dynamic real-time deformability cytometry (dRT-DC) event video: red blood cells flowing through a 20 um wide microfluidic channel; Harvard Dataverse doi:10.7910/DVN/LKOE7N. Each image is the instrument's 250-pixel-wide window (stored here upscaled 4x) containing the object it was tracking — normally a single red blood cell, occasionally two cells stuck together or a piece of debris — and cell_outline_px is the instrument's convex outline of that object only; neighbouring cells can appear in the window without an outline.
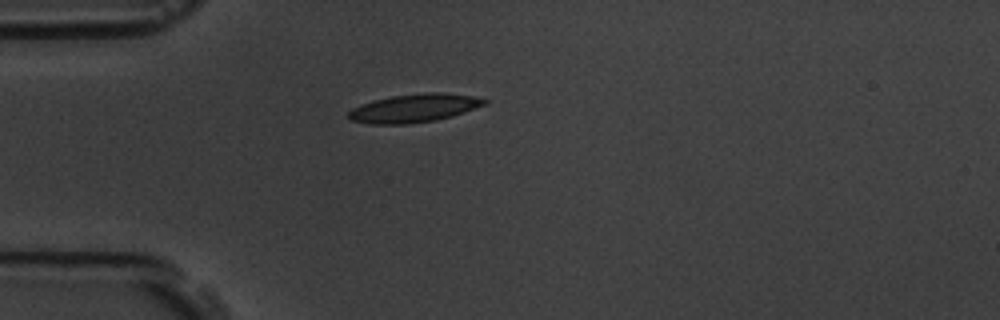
{"species": "common noctule bat (a hibernating species)", "species_latin": "Nyctalus noctula", "temperature_condition": "room temperature", "stored_images_in_passage": 1, "camera_frame_rate_fps": 3000, "um_per_image_px": 0.085, "animal": {"sex": "male", "body_mass_g": 19.5, "forearm_length_mm": 54.6}, "frame": {"image": 1, "passage_image": 1, "time_ms": 0.0, "image_size_px": [1000, 320], "cell_outline_px": [[488, 104], [452, 116], [436, 120], [408, 124], [372, 124], [348, 120], [348, 112], [352, 108], [372, 100], [392, 96], [428, 92], [440, 92], [472, 96], [488, 100]], "centroid_in_image_um": [35.19, 9.19], "position_along_channel_um": 49.8, "area_um2": 22.48}}